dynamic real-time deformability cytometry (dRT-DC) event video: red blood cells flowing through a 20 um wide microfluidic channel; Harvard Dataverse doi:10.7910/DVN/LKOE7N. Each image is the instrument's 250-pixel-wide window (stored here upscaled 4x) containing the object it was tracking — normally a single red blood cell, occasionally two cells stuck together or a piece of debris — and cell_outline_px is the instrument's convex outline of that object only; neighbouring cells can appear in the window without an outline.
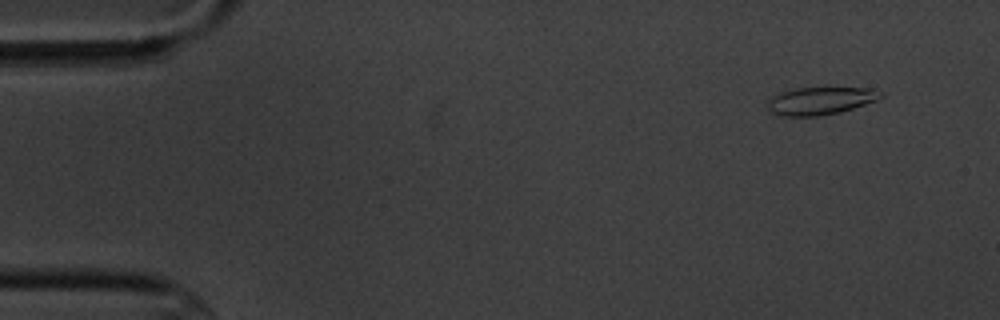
{"species": "common noctule bat (a hibernating species)", "species_latin": "Nyctalus noctula", "temperature_condition": "cold", "stored_images_in_passage": 6, "segment_of_instrument_passage": [2, 2], "camera_frame_rate_fps": 3000, "um_per_image_px": 0.085, "animal": {"sex": "male", "body_mass_g": 20.1, "forearm_length_mm": 53.5}, "frame": {"image": 1, "passage_image": 6, "time_ms": 6.667, "image_size_px": [1000, 320], "cell_outline_px": [[884, 96], [876, 100], [840, 112], [820, 116], [780, 116], [772, 112], [764, 104], [772, 96], [796, 88], [824, 84], [872, 88], [884, 92]], "centroid_in_image_um": [69.78, 8.5], "position_along_channel_um": 15.2, "area_um2": 19.31}}